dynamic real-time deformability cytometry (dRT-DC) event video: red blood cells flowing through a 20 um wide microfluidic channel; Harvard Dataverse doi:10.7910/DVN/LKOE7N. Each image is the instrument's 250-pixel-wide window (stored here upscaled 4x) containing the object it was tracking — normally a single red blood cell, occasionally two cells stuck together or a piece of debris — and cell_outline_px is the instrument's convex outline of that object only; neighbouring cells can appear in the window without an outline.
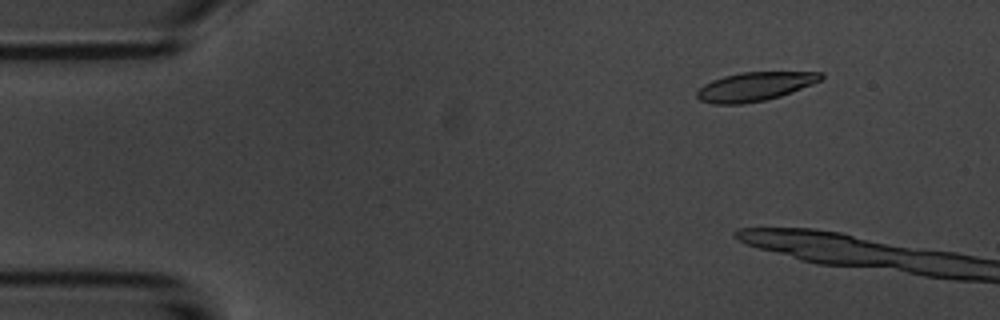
{"species": "common noctule bat (a hibernating species)", "species_latin": "Nyctalus noctula", "temperature_condition": "room temperature", "stored_images_in_passage": 16, "camera_frame_rate_fps": 3000, "um_per_image_px": 0.085, "animal": {"sex": "male", "body_mass_g": 20.1, "forearm_length_mm": 53.5}, "frame": {"image": 1, "passage_image": 7, "time_ms": 2.0, "image_size_px": [1000, 320], "cell_outline_px": [[824, 76], [820, 80], [812, 84], [792, 92], [780, 96], [764, 100], [744, 104], [712, 104], [700, 100], [696, 96], [696, 92], [704, 84], [712, 80], [724, 76], [740, 72], [824, 72]], "centroid_in_image_um": [64.14, 7.36], "position_along_channel_um": 20.9, "area_um2": 20.81}}